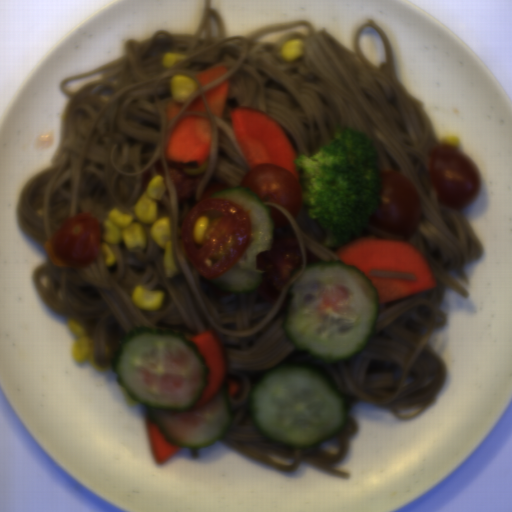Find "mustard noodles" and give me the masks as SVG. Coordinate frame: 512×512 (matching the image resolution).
I'll use <instances>...</instances> for the list:
<instances>
[{
    "label": "mustard noodles",
    "instance_id": "obj_2",
    "mask_svg": "<svg viewBox=\"0 0 512 512\" xmlns=\"http://www.w3.org/2000/svg\"><path fill=\"white\" fill-rule=\"evenodd\" d=\"M375 277L395 280H413L418 281L413 274L405 273L398 270L374 269L370 271Z\"/></svg>",
    "mask_w": 512,
    "mask_h": 512
},
{
    "label": "mustard noodles",
    "instance_id": "obj_1",
    "mask_svg": "<svg viewBox=\"0 0 512 512\" xmlns=\"http://www.w3.org/2000/svg\"><path fill=\"white\" fill-rule=\"evenodd\" d=\"M376 31L385 47V60L375 64L363 53L360 33ZM306 42L303 56L281 58L283 43L293 38ZM351 47L330 31L311 22H272L246 34L228 35L220 11L206 0L193 32L159 29L145 40L124 41L121 56L59 83L70 100L63 131L49 167L25 180L17 202V217L25 233L45 247L66 217L90 213L101 225L114 206L132 214L147 183L163 177L165 193L157 204L159 218L169 216L173 261L178 275L166 278L164 249L152 239L149 224L144 249L128 250L108 243L115 263L105 264L102 251L86 267L55 266L45 261L33 271V282L43 301L64 319L84 321L94 336V359L112 365L123 335L138 325L171 328L191 341L193 334L213 329L224 351L227 372L238 392L228 397L234 417L221 439L238 452L285 471L302 462L341 478L337 469L349 452V438L358 425L349 414L343 431L312 449H292L260 434L251 417L249 398L261 377L280 364H304L323 372L346 398L385 407L400 418L418 416L435 404L448 377L444 357L430 339L448 322L443 307L446 291L462 297L468 289L466 266L482 258L484 244L469 215L438 203L429 181L427 155L439 144L425 102L402 83L395 67L392 42L369 16L351 36ZM166 52L188 56L176 66L163 68ZM228 70L208 84L196 75L216 66ZM192 77L197 88L181 112L167 120L173 102L170 78ZM230 79L222 119L211 114L205 91ZM201 95L206 112L186 109ZM248 105L273 116L300 154L313 155L331 140L338 127L372 138L382 169L397 170L415 184L422 202V217L412 236L374 228L369 236L406 241L431 263L437 286L399 300L381 303L374 336L366 348L347 362L321 364L308 353L295 351L283 332V303L293 283L308 265L337 260L336 249L326 246L319 222L306 207L294 217L280 209L289 224L274 227V241L298 240L303 262L289 276L278 298L265 301L256 291L226 293L204 279L188 262L181 236L186 213L216 181L239 187L250 169L242 160L229 121V108ZM185 115L209 118L211 152L200 168L182 169L166 162L165 148L174 125ZM168 167L189 178H203L191 199L180 201ZM451 271V272H450ZM166 292L159 311L136 307L134 286ZM113 366V365H112Z\"/></svg>",
    "mask_w": 512,
    "mask_h": 512
}]
</instances>
